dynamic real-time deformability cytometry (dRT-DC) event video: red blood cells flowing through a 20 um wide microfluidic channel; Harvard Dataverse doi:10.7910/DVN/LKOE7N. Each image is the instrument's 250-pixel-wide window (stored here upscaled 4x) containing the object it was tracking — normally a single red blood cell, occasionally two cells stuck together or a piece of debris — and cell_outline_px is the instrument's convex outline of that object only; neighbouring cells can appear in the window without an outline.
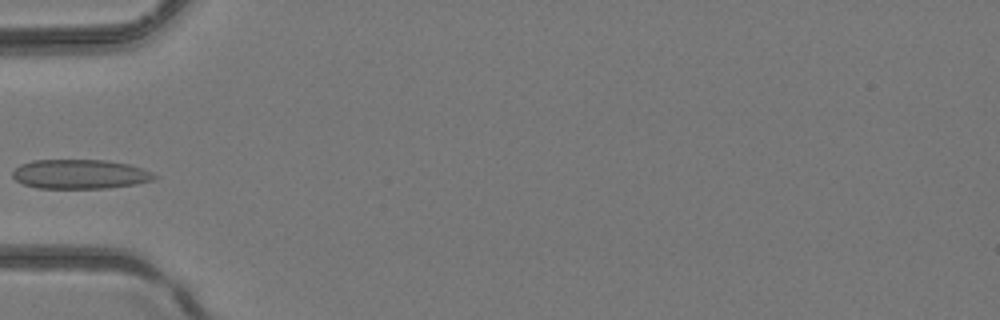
{"species": "common noctule bat (a hibernating species)", "species_latin": "Nyctalus noctula", "temperature_condition": "room temperature", "stored_images_in_passage": 2, "camera_frame_rate_fps": 3000, "um_per_image_px": 0.085, "animal": {"sex": "female", "body_mass_g": 24.6, "forearm_length_mm": 56.2}, "frame": {"image": 1, "passage_image": 2, "time_ms": 0.333, "image_size_px": [1000, 320], "cell_outline_px": [[160, 176], [152, 180], [136, 184], [108, 188], [36, 188], [24, 184], [16, 180], [12, 176], [12, 172], [20, 164], [32, 160], [104, 160], [128, 164], [152, 172]], "centroid_in_image_um": [6.8, 14.8], "position_along_channel_um": 78.2, "area_um2": 24.28}}